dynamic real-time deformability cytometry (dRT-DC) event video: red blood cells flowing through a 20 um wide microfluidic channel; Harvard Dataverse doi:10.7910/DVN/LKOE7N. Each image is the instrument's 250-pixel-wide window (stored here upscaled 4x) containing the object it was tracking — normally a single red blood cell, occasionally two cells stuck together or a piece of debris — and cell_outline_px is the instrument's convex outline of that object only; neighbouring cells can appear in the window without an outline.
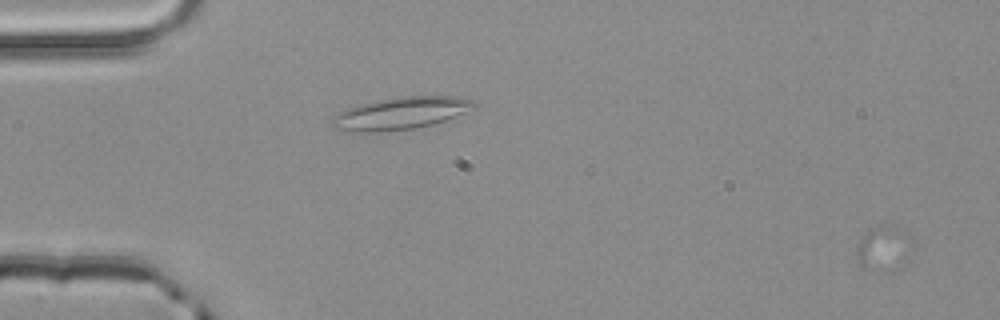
{"species": "common noctule bat (a hibernating species)", "species_latin": "Nyctalus noctula", "temperature_condition": "room temperature", "stored_images_in_passage": 4, "camera_frame_rate_fps": 3000, "um_per_image_px": 0.085, "animal": {"sex": "male", "body_mass_g": 20.4}, "frame": {"image": 1, "passage_image": 4, "time_ms": 1.0, "image_size_px": [1000, 320], "cell_outline_px": [[912, 252], [900, 272], [864, 268], [860, 264], [856, 252], [856, 244], [872, 228], [880, 224], [892, 224], [908, 232], [912, 236]], "centroid_in_image_um": [75.21, 21.11], "position_along_channel_um": 9.8, "area_um2": 15.2}}